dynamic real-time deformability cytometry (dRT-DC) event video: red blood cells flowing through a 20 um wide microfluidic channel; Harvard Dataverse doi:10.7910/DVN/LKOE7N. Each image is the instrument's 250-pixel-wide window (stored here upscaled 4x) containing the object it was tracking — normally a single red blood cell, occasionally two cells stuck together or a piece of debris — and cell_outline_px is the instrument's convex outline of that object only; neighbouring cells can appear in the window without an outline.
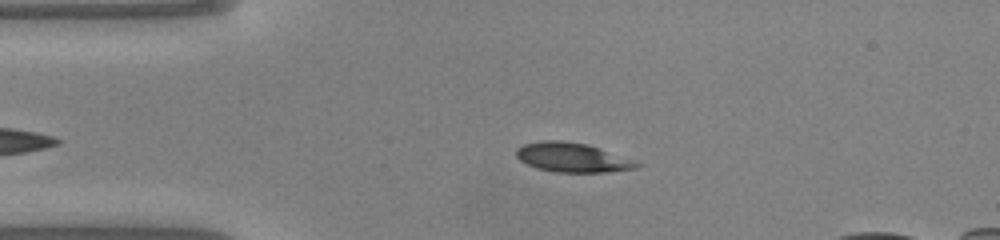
{"species": "common noctule bat (a hibernating species)", "species_latin": "Nyctalus noctula", "temperature_condition": "warm", "stored_images_in_passage": 36, "camera_frame_rate_fps": 3000, "um_per_image_px": 0.085, "animal": {"sex": "male", "body_mass_g": 20.0, "forearm_length_mm": 53.3}, "frame": {"image": 1, "passage_image": 4, "time_ms": 1.0, "image_size_px": [1000, 240], "cell_outline_px": [[640, 164], [636, 168], [608, 172], [556, 172], [536, 168], [520, 160], [516, 156], [516, 148], [524, 144], [540, 140], [560, 140], [588, 144], [600, 148]], "centroid_in_image_um": [48.57, 13.38], "position_along_channel_um": 36.4, "area_um2": 20.35}}
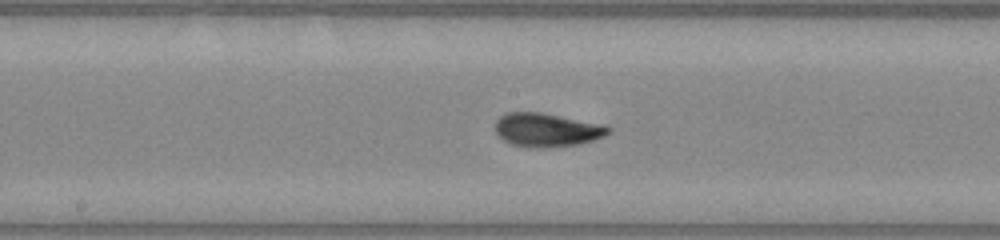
{"frame": {"image": 2, "passage_image": 18, "time_ms": 5.667, "image_size_px": [1000, 240], "cell_outline_px": [[612, 128], [604, 136], [592, 140], [576, 144], [540, 148], [528, 148], [512, 144], [504, 140], [496, 132], [496, 120], [504, 112], [540, 112], [596, 124]], "centroid_in_image_um": [46.39, 11.05], "position_along_channel_um": 201.8, "area_um2": 21.62}}
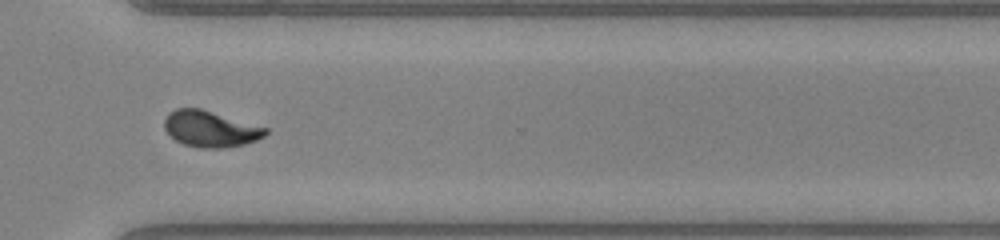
{"frame": {"image": 3, "passage_image": 29, "time_ms": 9.333, "image_size_px": [1000, 240], "cell_outline_px": [[268, 132], [264, 136], [256, 140], [244, 144], [224, 148], [200, 148], [184, 144], [176, 140], [164, 128], [164, 120], [168, 112], [176, 108], [200, 108], [268, 128]], "centroid_in_image_um": [17.87, 10.95], "position_along_channel_um": 352.7, "area_um2": 21.21}, "authors_computed_cell_mechanics": {"area_um2": 20.9814, "velocity_mm_per_s": 4.1213, "shape_relaxation_time_tau1_ms": 3.9605, "shape_relaxation_time_tau2_ms": null, "deformation_change_tau1": 0.186, "deformation_change_tau2": null}}